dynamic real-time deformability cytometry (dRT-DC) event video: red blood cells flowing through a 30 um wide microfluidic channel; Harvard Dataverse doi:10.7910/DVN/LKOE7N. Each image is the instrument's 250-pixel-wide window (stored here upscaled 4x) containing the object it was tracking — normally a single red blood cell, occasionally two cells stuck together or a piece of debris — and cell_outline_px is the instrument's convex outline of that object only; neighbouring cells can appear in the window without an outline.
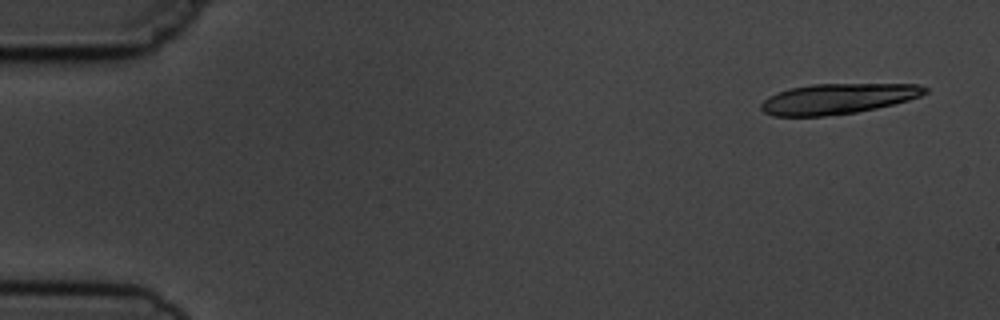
{"species": "common noctule bat (a hibernating species)", "species_latin": "Nyctalus noctula", "temperature_condition": "cold", "stored_images_in_passage": 6, "camera_frame_rate_fps": 3000, "um_per_image_px": 0.085, "animal": {"sex": "male", "body_mass_g": 19.5, "forearm_length_mm": 54.6}, "frame": {"image": 1, "passage_image": 1, "time_ms": 0.0, "image_size_px": [1000, 320], "cell_outline_px": [[928, 92], [920, 96], [908, 100], [876, 108], [856, 112], [824, 116], [772, 116], [764, 112], [760, 108], [760, 104], [768, 96], [788, 88], [812, 84], [920, 84], [928, 88]], "centroid_in_image_um": [71.19, 8.39], "position_along_channel_um": 13.8, "area_um2": 29.07}}